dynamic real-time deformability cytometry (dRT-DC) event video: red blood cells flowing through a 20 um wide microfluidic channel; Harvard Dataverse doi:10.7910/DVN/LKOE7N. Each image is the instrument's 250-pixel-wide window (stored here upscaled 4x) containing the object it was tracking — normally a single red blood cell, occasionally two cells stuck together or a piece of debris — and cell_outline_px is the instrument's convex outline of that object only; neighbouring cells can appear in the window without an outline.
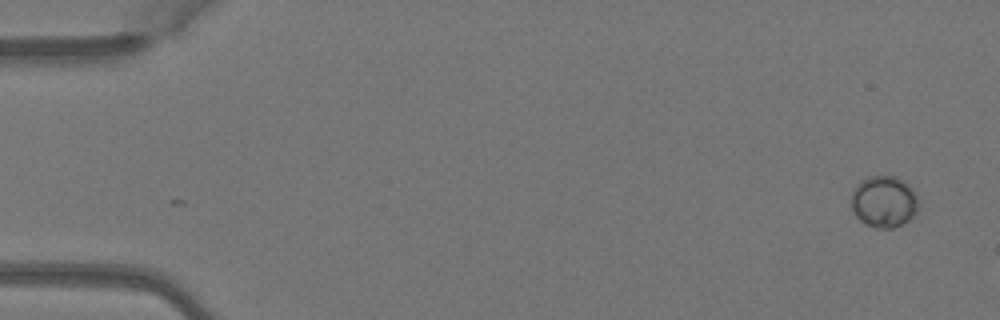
{"species": "Egyptian fruit bat (a non-hibernating species)", "species_latin": "Rousettus aegyptiacus", "temperature_condition": "warm", "stored_images_in_passage": 7, "camera_frame_rate_fps": 3000, "um_per_image_px": 0.085, "animal": {"sex": "female"}, "frame": {"image": 1, "passage_image": 1, "time_ms": 0.0, "image_size_px": [1000, 320], "cell_outline_px": [[920, 208], [908, 220], [892, 228], [876, 228], [860, 220], [852, 212], [852, 192], [856, 184], [860, 180], [868, 176], [896, 176], [904, 180], [916, 192], [920, 200]], "centroid_in_image_um": [75.16, 17.11], "position_along_channel_um": 9.8, "area_um2": 20.52}}
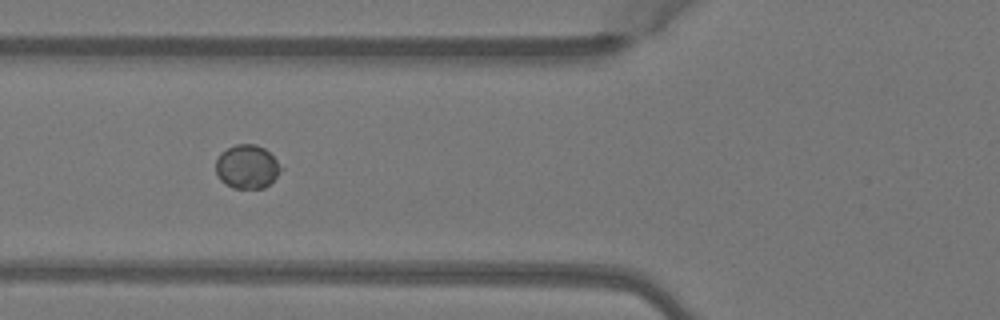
{"frame": {"image": 2, "passage_image": 6, "time_ms": 1.667, "image_size_px": [1000, 320], "cell_outline_px": [[284, 168], [264, 188], [232, 188], [224, 184], [220, 180], [216, 172], [216, 160], [220, 152], [236, 144], [256, 144], [264, 148]], "centroid_in_image_um": [20.98, 14.17], "position_along_channel_um": 104.8, "area_um2": 16.59}}
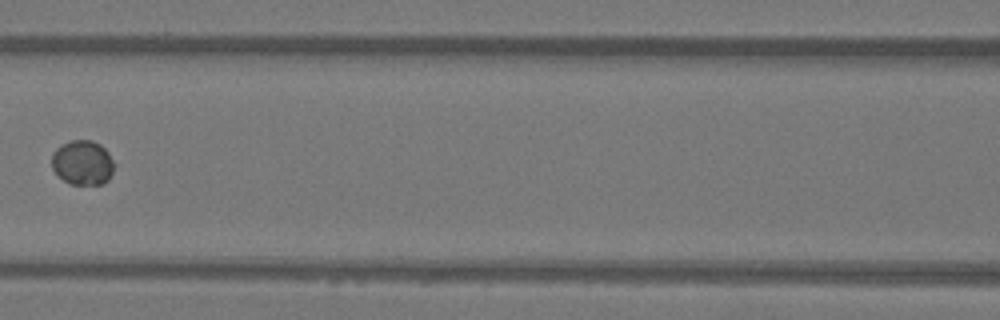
{"frame": {"image": 3, "passage_image": 7, "time_ms": 2.0, "image_size_px": [1000, 320], "cell_outline_px": [[116, 164], [108, 180], [104, 184], [72, 184], [64, 180], [52, 168], [52, 152], [60, 144], [72, 140], [92, 140], [100, 144], [108, 152]], "centroid_in_image_um": [7.04, 13.81], "position_along_channel_um": 159.6, "area_um2": 16.36}}